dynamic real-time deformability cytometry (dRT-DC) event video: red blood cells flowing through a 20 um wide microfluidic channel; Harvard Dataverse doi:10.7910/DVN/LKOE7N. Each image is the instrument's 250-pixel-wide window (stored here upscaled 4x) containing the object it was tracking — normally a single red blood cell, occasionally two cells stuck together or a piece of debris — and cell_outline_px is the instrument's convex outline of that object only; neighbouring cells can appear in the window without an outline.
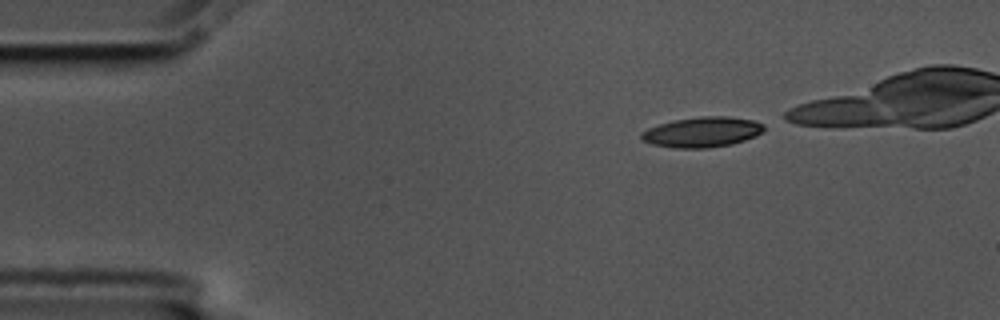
{"species": "common noctule bat (a hibernating species)", "species_latin": "Nyctalus noctula", "temperature_condition": "cold", "stored_images_in_passage": 38, "camera_frame_rate_fps": 3000, "um_per_image_px": 0.085, "animal": {"sex": "male", "body_mass_g": 17.5, "forearm_length_mm": 52.3}, "frame": {"image": 1, "passage_image": 1, "time_ms": 0.0, "image_size_px": [1000, 320], "cell_outline_px": [[764, 132], [756, 136], [732, 144], [708, 148], [676, 148], [652, 144], [640, 140], [640, 132], [648, 128], [672, 120], [700, 116], [728, 116], [752, 120], [764, 124]], "centroid_in_image_um": [59.67, 11.22], "position_along_channel_um": 25.3, "area_um2": 21.79}}
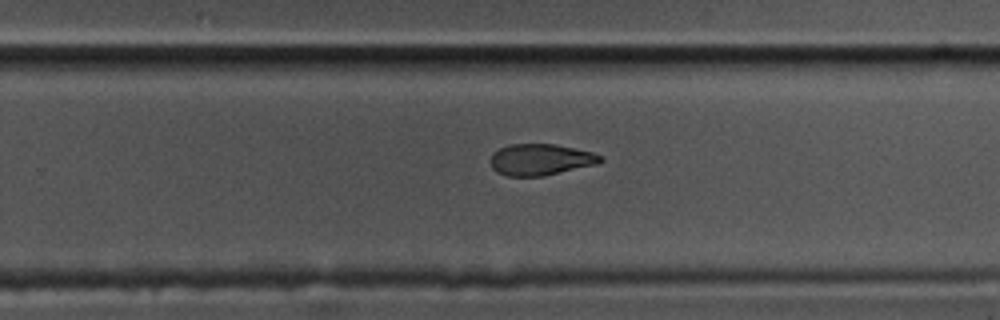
{"frame": {"image": 2, "passage_image": 28, "time_ms": 9.0, "image_size_px": [1000, 320], "cell_outline_px": [[604, 160], [596, 164], [544, 176], [508, 176], [496, 172], [492, 168], [492, 156], [500, 148], [508, 144], [556, 144], [592, 152], [604, 156]], "centroid_in_image_um": [45.98, 13.56], "position_along_channel_um": 283.8, "area_um2": 20.0}}
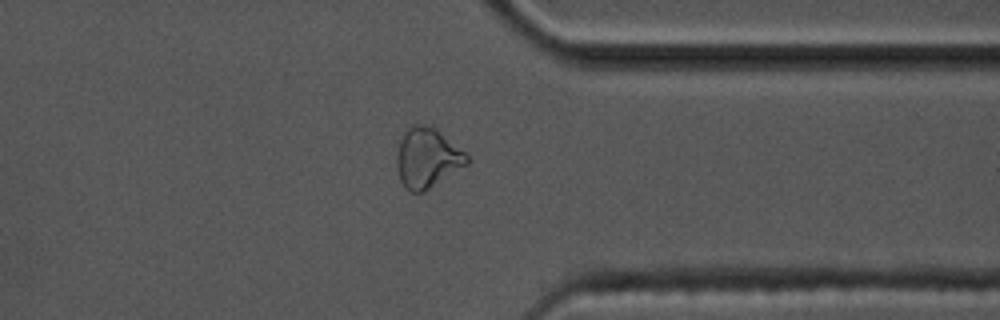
{"frame": {"image": 3, "passage_image": 36, "time_ms": 11.667, "image_size_px": [1000, 320], "cell_outline_px": [[468, 164], [424, 192], [408, 192], [404, 188], [400, 180], [396, 164], [396, 156], [400, 140], [404, 128], [408, 124], [432, 124], [464, 152], [468, 156]], "centroid_in_image_um": [36.27, 13.39], "position_along_channel_um": 375.1, "area_um2": 24.91}}